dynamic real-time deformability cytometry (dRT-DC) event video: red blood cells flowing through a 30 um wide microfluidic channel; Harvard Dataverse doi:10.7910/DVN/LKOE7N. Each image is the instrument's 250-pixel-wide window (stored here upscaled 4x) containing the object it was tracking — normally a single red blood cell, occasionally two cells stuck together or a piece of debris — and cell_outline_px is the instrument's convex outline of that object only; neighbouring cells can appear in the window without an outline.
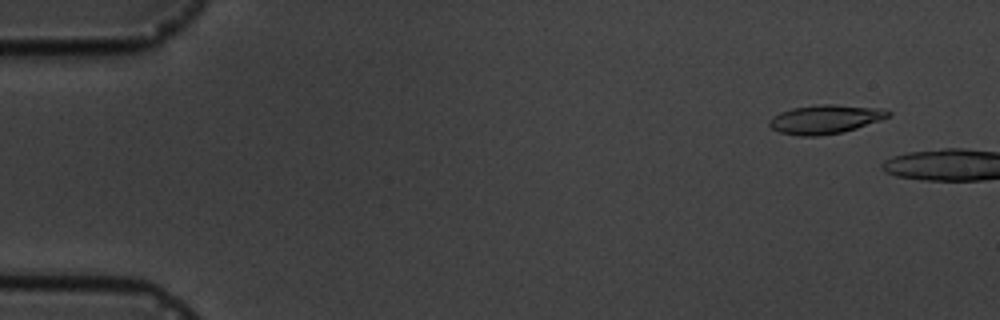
{"species": "common noctule bat (a hibernating species)", "species_latin": "Nyctalus noctula", "temperature_condition": "cold", "stored_images_in_passage": 4, "camera_frame_rate_fps": 3000, "um_per_image_px": 0.085, "animal": {"sex": "male", "body_mass_g": 19.5, "forearm_length_mm": 54.6}, "frame": {"image": 1, "passage_image": 2, "time_ms": 1.0, "image_size_px": [1000, 320], "cell_outline_px": [[892, 116], [844, 132], [820, 136], [800, 136], [780, 132], [772, 128], [768, 124], [768, 120], [772, 116], [780, 112], [792, 108], [816, 104], [832, 104], [880, 108], [892, 112]], "centroid_in_image_um": [70.14, 10.13], "position_along_channel_um": 14.9, "area_um2": 20.17}}